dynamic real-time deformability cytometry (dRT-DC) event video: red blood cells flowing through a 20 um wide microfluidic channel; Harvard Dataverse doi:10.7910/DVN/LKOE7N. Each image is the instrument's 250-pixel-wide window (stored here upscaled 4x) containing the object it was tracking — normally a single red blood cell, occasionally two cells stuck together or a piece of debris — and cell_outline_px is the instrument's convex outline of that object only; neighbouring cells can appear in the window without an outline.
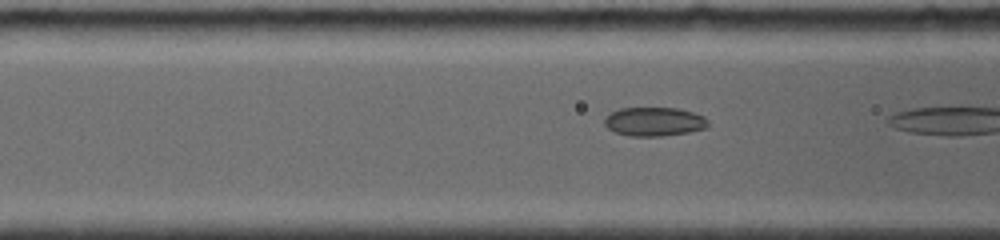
{"species": "common noctule bat (a hibernating species)", "species_latin": "Nyctalus noctula", "temperature_condition": "room temperature", "stored_images_in_passage": 8, "camera_frame_rate_fps": 4000, "um_per_image_px": 0.085, "animal": {"sex": "female", "body_mass_g": 19.0, "forearm_length_mm": 56.7}, "frame": {"image": 1, "passage_image": 7, "time_ms": 1.5, "image_size_px": [1000, 240], "cell_outline_px": [[708, 124], [704, 128], [688, 132], [660, 136], [628, 136], [616, 132], [608, 128], [604, 124], [604, 116], [620, 108], [676, 108], [692, 112], [704, 116], [708, 120]], "centroid_in_image_um": [55.57, 10.33], "position_along_channel_um": 111.0, "area_um2": 17.34}}